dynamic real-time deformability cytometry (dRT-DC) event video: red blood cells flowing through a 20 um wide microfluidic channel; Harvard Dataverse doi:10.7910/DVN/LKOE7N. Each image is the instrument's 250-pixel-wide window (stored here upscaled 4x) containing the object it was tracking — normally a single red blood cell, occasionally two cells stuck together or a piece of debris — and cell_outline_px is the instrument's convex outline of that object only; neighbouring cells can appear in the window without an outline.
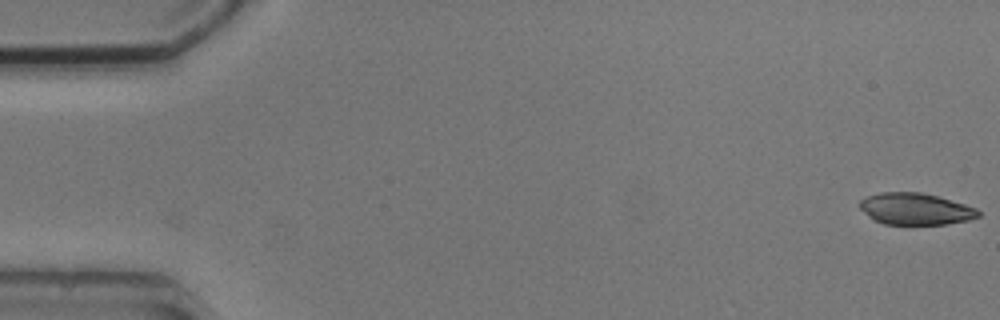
{"species": "common noctule bat (a hibernating species)", "species_latin": "Nyctalus noctula", "temperature_condition": "cold", "stored_images_in_passage": 5, "camera_frame_rate_fps": 3000, "um_per_image_px": 0.085, "animal": {"sex": "male", "body_mass_g": 20.5, "forearm_length_mm": 52.5}, "frame": {"image": 1, "passage_image": 1, "time_ms": 0.0, "image_size_px": [1000, 320], "cell_outline_px": [[980, 216], [968, 220], [948, 224], [884, 224], [868, 216], [860, 208], [860, 200], [868, 196], [880, 192], [920, 192], [936, 196], [964, 204], [976, 208], [980, 212]], "centroid_in_image_um": [77.82, 17.76], "position_along_channel_um": 7.2, "area_um2": 21.68}}
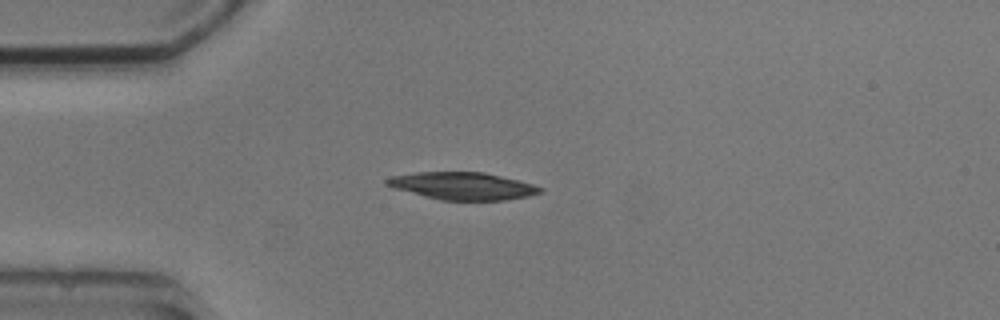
{"frame": {"image": 2, "passage_image": 5, "time_ms": 4.333, "image_size_px": [1000, 320], "cell_outline_px": [[544, 192], [528, 196], [504, 200], [440, 200], [392, 188], [384, 184], [384, 180], [392, 176], [416, 172], [484, 172], [532, 184], [544, 188]], "centroid_in_image_um": [39.3, 15.81], "position_along_channel_um": 45.7, "area_um2": 24.45}}